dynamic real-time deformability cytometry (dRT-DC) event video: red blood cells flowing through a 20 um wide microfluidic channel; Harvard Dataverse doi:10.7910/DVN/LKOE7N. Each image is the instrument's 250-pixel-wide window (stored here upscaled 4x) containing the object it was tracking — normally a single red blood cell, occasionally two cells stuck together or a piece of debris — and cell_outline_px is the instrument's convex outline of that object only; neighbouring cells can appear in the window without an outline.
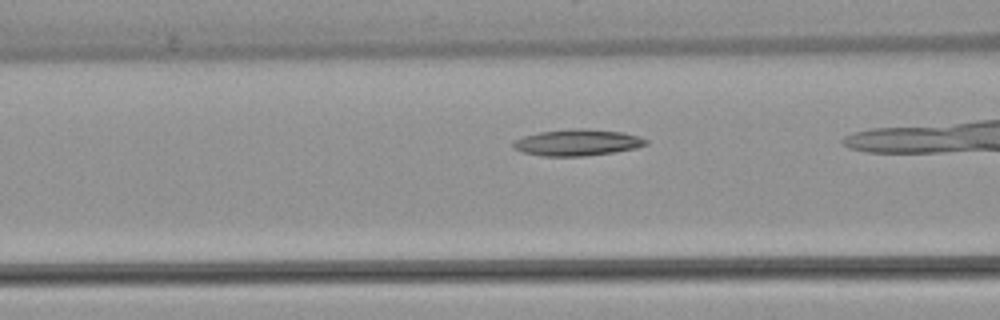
{"species": "common noctule bat (a hibernating species)", "species_latin": "Nyctalus noctula", "temperature_condition": "warm", "stored_images_in_passage": 36, "camera_frame_rate_fps": 3000, "um_per_image_px": 0.085, "animal": {"sex": "female", "body_mass_g": 22.7, "forearm_length_mm": 54.2}, "frame": {"image": 1, "passage_image": 16, "time_ms": 5.0, "image_size_px": [1000, 320], "cell_outline_px": [[648, 144], [636, 148], [612, 152], [584, 156], [540, 156], [524, 152], [512, 148], [512, 140], [524, 136], [540, 132], [576, 128], [584, 128], [624, 132], [640, 136], [648, 140]], "centroid_in_image_um": [49.07, 12.11], "position_along_channel_um": 117.5, "area_um2": 20.52}}